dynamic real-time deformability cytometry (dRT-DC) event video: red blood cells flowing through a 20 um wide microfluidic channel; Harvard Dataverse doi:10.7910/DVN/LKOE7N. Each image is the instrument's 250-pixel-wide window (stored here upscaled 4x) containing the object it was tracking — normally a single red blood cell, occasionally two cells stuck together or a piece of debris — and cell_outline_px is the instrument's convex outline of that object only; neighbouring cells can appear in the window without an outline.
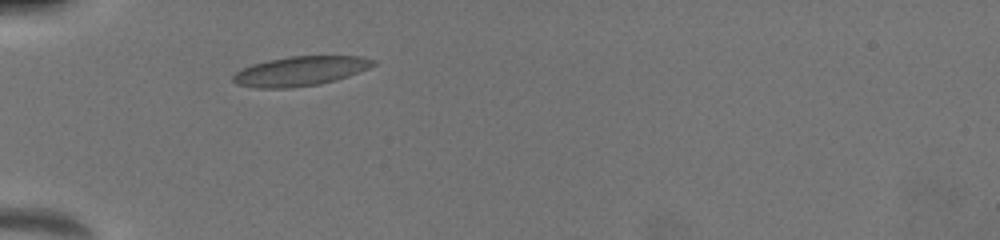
{"species": "common noctule bat (a hibernating species)", "species_latin": "Nyctalus noctula", "temperature_condition": "warm", "stored_images_in_passage": 2, "camera_frame_rate_fps": 3000, "um_per_image_px": 0.085, "animal": {"sex": "female", "body_mass_g": 19.5, "forearm_length_mm": 54.1}, "frame": {"image": 1, "passage_image": 1, "time_ms": 0.0, "image_size_px": [1000, 240], "cell_outline_px": [[376, 64], [368, 68], [348, 76], [320, 84], [292, 88], [252, 88], [236, 84], [232, 80], [232, 76], [236, 72], [252, 64], [268, 60], [288, 56], [360, 56], [376, 60]], "centroid_in_image_um": [25.5, 6.05], "position_along_channel_um": 59.5, "area_um2": 24.16}}